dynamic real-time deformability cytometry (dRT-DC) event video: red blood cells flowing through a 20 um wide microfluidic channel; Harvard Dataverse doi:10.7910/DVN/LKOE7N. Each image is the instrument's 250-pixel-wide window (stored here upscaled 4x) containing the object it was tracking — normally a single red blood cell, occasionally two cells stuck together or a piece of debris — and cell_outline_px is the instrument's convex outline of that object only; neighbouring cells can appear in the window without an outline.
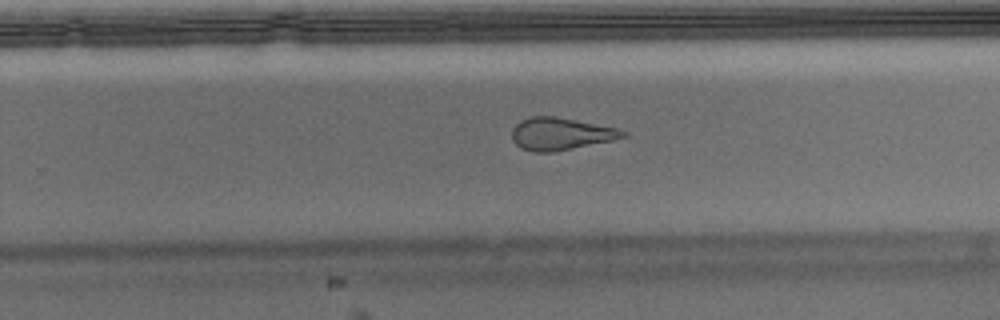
{"species": "Egyptian fruit bat (a non-hibernating species)", "species_latin": "Rousettus aegyptiacus", "temperature_condition": "warm", "stored_images_in_passage": 29, "camera_frame_rate_fps": 3000, "um_per_image_px": 0.085, "animal": {"sex": "male"}, "frame": {"image": 1, "passage_image": 21, "time_ms": 6.667, "image_size_px": [1000, 320], "cell_outline_px": [[628, 136], [612, 140], [556, 152], [532, 152], [520, 148], [512, 140], [512, 128], [520, 120], [532, 116], [556, 116], [620, 128], [628, 132]], "centroid_in_image_um": [47.67, 11.37], "position_along_channel_um": 282.1, "area_um2": 21.27}}